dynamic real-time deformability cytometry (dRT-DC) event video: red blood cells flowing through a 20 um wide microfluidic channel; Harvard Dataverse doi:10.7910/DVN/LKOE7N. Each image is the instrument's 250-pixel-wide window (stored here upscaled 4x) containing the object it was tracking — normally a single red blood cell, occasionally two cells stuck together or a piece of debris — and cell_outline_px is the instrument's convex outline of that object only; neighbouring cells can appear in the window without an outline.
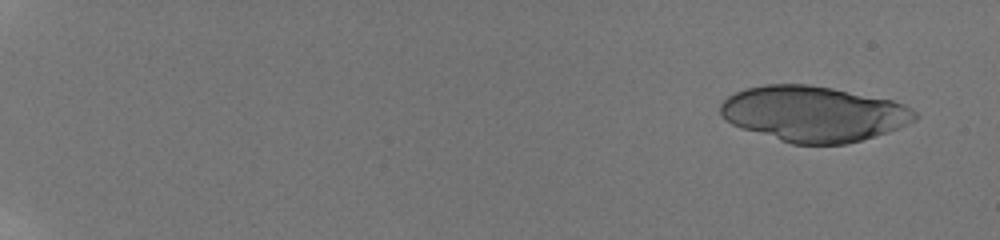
{"species": "human", "species_latin": "Homo sapiens", "temperature_condition": "room temperature", "stored_images_in_passage": 26, "camera_frame_rate_fps": 3000, "um_per_image_px": 0.085, "donor": {"sex": "male"}, "frame": {"image": 1, "passage_image": 4, "time_ms": 1.0, "image_size_px": [1000, 240], "cell_outline_px": [[916, 120], [900, 128], [888, 132], [860, 140], [844, 144], [792, 144], [732, 124], [720, 112], [720, 104], [728, 96], [744, 88], [764, 84], [808, 84], [832, 88], [892, 100], [912, 108], [916, 112]], "centroid_in_image_um": [69.17, 9.66], "position_along_channel_um": 15.8, "area_um2": 62.54}}